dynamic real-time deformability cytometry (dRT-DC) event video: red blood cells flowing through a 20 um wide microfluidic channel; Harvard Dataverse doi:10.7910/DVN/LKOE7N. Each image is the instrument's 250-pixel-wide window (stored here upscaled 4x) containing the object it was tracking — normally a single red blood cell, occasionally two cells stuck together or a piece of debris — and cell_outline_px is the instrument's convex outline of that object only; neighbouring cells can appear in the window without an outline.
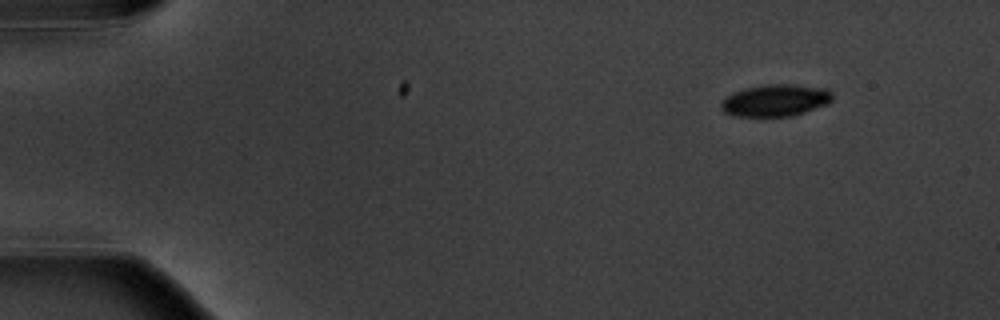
{"species": "common noctule bat (a hibernating species)", "species_latin": "Nyctalus noctula", "temperature_condition": "warm", "stored_images_in_passage": 4, "camera_frame_rate_fps": 3000, "um_per_image_px": 0.085, "animal": {"sex": "male", "body_mass_g": 20.1, "forearm_length_mm": 53.5}, "frame": {"image": 1, "passage_image": 1, "time_ms": 0.0, "image_size_px": [1000, 320], "cell_outline_px": [[832, 100], [828, 104], [792, 116], [732, 116], [724, 112], [720, 108], [720, 100], [724, 96], [732, 92], [764, 84], [792, 84], [828, 88], [832, 92]], "centroid_in_image_um": [65.88, 8.52], "position_along_channel_um": 19.1, "area_um2": 21.04}}
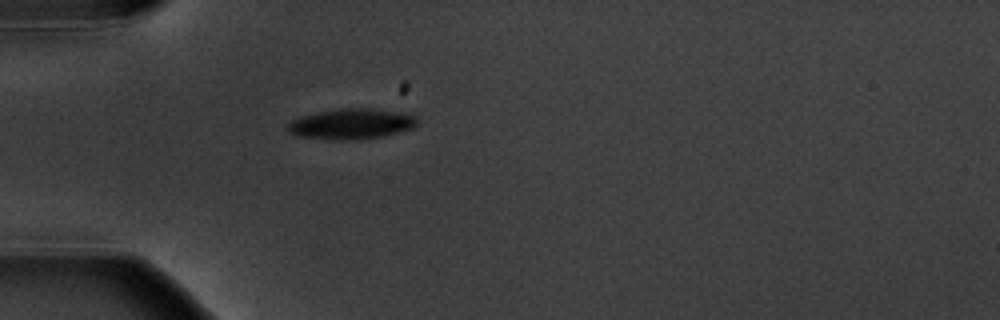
{"frame": {"image": 2, "passage_image": 4, "time_ms": 3.667, "image_size_px": [1000, 320], "cell_outline_px": [[416, 124], [412, 128], [380, 136], [296, 136], [288, 132], [284, 128], [292, 120], [304, 116], [320, 112], [344, 108], [368, 108], [416, 116]], "centroid_in_image_um": [29.83, 10.47], "position_along_channel_um": 55.2, "area_um2": 20.98}}